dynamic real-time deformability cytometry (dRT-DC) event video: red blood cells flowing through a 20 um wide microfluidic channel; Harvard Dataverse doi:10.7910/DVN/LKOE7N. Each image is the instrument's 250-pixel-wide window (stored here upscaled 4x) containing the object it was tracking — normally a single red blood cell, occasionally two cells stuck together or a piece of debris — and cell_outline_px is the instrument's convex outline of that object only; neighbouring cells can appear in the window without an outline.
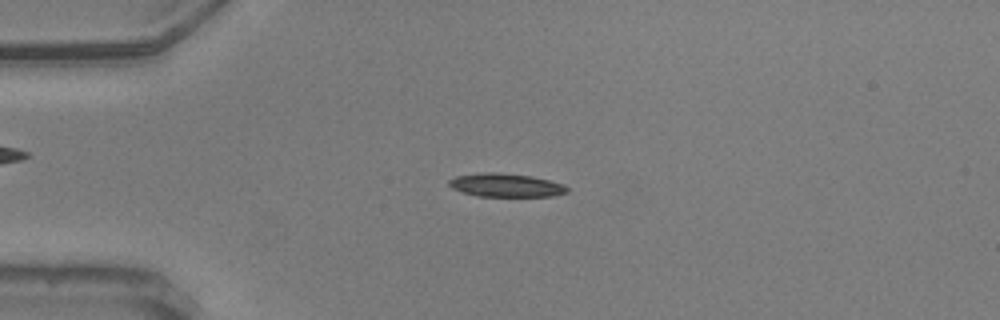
{"species": "common noctule bat (a hibernating species)", "species_latin": "Nyctalus noctula", "temperature_condition": "warm", "stored_images_in_passage": 56, "camera_frame_rate_fps": 3000, "um_per_image_px": 0.085, "animal": {"sex": "male", "body_mass_g": 20.5, "forearm_length_mm": 52.5}, "frame": {"image": 1, "passage_image": 14, "time_ms": 4.333, "image_size_px": [1000, 320], "cell_outline_px": [[568, 192], [552, 196], [476, 196], [452, 188], [448, 184], [448, 180], [456, 176], [480, 172], [496, 172], [532, 176], [564, 184], [568, 188]], "centroid_in_image_um": [42.99, 15.73], "position_along_channel_um": 42.0, "area_um2": 16.13}}
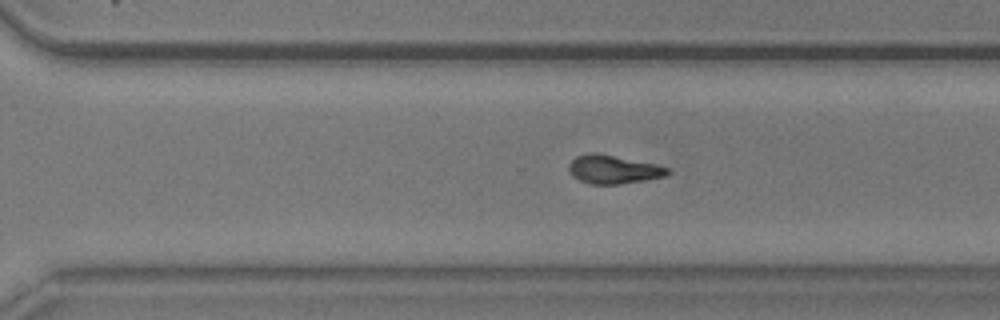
{"frame": {"image": 2, "passage_image": 39, "time_ms": 12.667, "image_size_px": [1000, 320], "cell_outline_px": [[672, 172], [664, 176], [644, 180], [616, 184], [592, 184], [580, 180], [572, 176], [568, 172], [568, 164], [576, 156], [592, 152], [596, 152], [656, 164], [672, 168]], "centroid_in_image_um": [52.13, 14.39], "position_along_channel_um": 318.5, "area_um2": 16.47}}
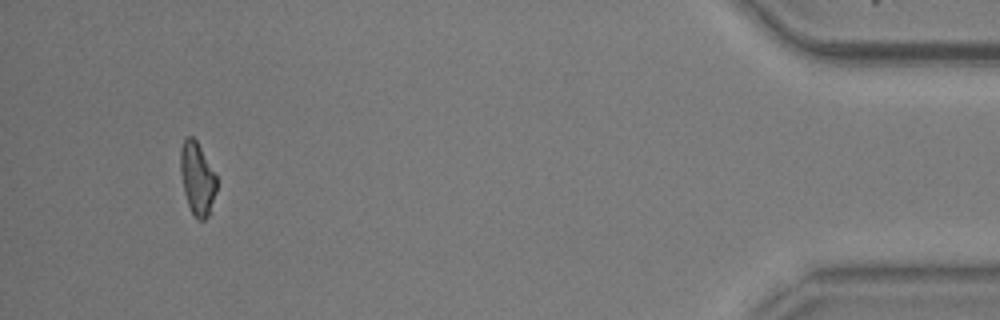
{"frame": {"image": 3, "passage_image": 53, "time_ms": 17.333, "image_size_px": [1000, 320], "cell_outline_px": [[216, 192], [208, 216], [204, 220], [196, 220], [188, 204], [184, 192], [180, 172], [180, 148], [184, 140], [188, 136], [192, 136], [196, 140], [216, 176]], "centroid_in_image_um": [16.75, 15.19], "position_along_channel_um": 418.5, "area_um2": 15.14}, "authors_computed_cell_mechanics": {"area_um2": 16.2996, "velocity_mm_per_s": 3.6264, "shape_relaxation_time_tau1_ms": 2.8826, "shape_relaxation_time_tau2_ms": 1.7103, "deformation_change_tau1": 0.17, "deformation_change_tau2": 0.09}}